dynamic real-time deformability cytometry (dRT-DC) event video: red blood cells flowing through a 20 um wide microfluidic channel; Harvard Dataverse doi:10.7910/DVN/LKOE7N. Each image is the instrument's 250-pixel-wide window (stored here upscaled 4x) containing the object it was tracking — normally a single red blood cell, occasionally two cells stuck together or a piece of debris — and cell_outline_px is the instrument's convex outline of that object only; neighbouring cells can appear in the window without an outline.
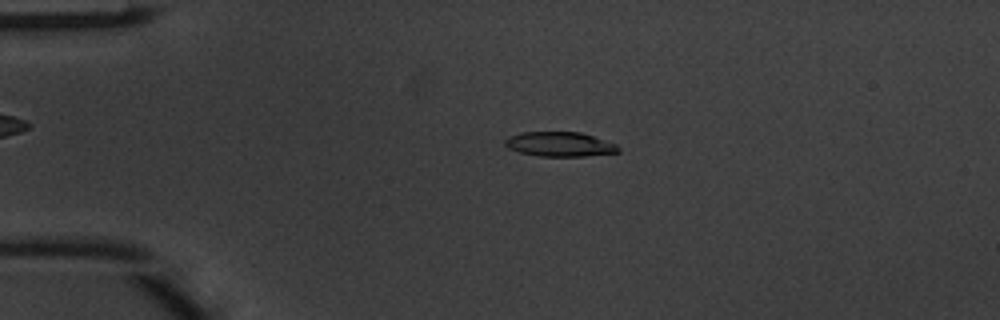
{"species": "common noctule bat (a hibernating species)", "species_latin": "Nyctalus noctula", "temperature_condition": "warm", "stored_images_in_passage": 49, "camera_frame_rate_fps": 3000, "um_per_image_px": 0.085, "animal": {"sex": "male", "body_mass_g": 20.1, "forearm_length_mm": 53.5}, "frame": {"image": 1, "passage_image": 11, "time_ms": 3.333, "image_size_px": [1000, 320], "cell_outline_px": [[620, 152], [584, 156], [540, 156], [520, 152], [508, 148], [504, 144], [504, 140], [508, 136], [520, 132], [580, 132], [616, 144], [620, 148]], "centroid_in_image_um": [47.55, 12.25], "position_along_channel_um": 37.5, "area_um2": 16.18}}
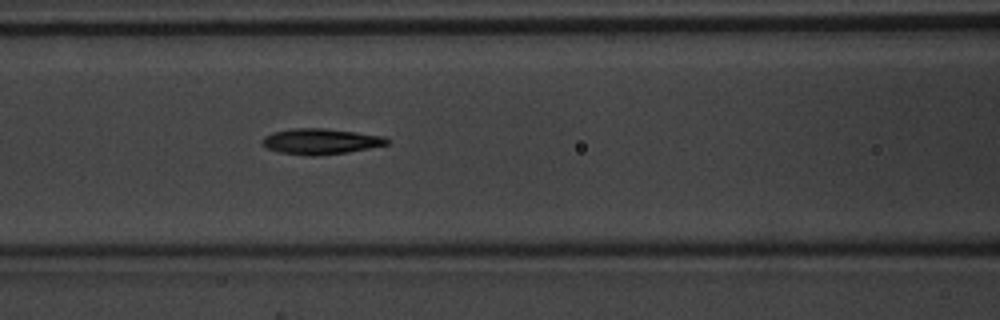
{"frame": {"image": 2, "passage_image": 21, "time_ms": 6.667, "image_size_px": [1000, 320], "cell_outline_px": [[388, 144], [348, 152], [312, 156], [308, 156], [280, 152], [268, 148], [260, 144], [260, 140], [264, 136], [276, 132], [292, 128], [324, 128], [356, 132], [384, 136], [388, 140]], "centroid_in_image_um": [27.22, 12.01], "position_along_channel_um": 139.4, "area_um2": 18.55}}
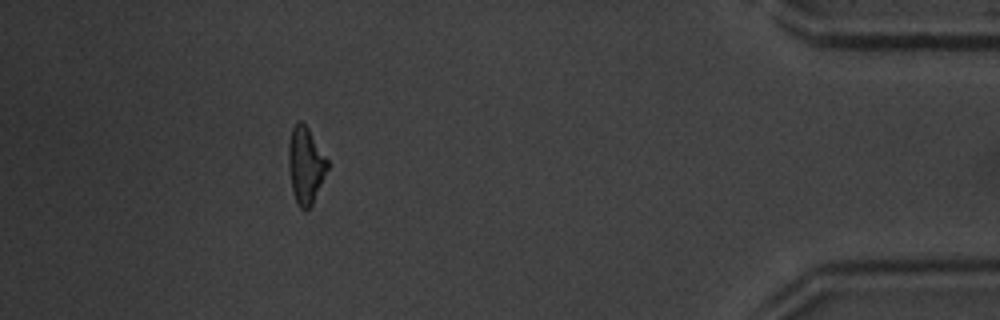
{"frame": {"image": 3, "passage_image": 44, "time_ms": 14.333, "image_size_px": [1000, 320], "cell_outline_px": [[328, 168], [312, 204], [304, 212], [300, 208], [292, 192], [288, 164], [288, 144], [292, 128], [300, 120], [308, 128], [328, 160]], "centroid_in_image_um": [25.96, 14.05], "position_along_channel_um": 409.2, "area_um2": 17.22}, "authors_computed_cell_mechanics": {"area_um2": 17.4556, "velocity_mm_per_s": 4.1901, "shape_relaxation_time_tau1_ms": 3.3382, "shape_relaxation_time_tau2_ms": 5.0194, "deformation_change_tau1": 0.1703, "deformation_change_tau2": 0.169}}